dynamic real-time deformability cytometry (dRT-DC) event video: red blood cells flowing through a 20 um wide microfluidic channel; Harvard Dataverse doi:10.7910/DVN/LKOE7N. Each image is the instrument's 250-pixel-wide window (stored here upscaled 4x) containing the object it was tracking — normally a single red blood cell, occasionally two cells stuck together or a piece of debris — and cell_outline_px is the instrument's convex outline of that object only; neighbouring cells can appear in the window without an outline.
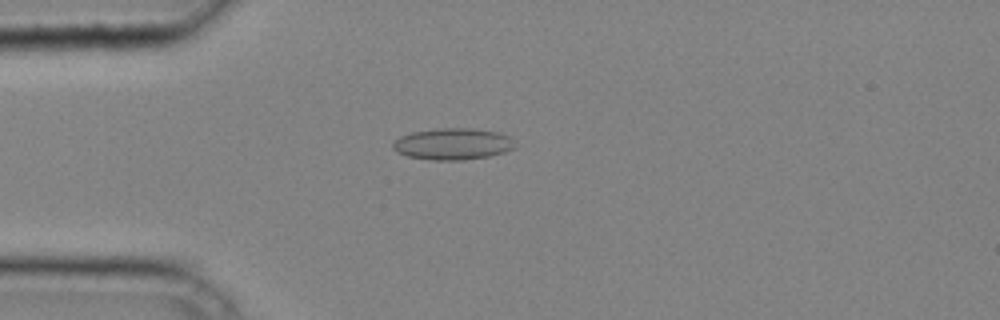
{"species": "common noctule bat (a hibernating species)", "species_latin": "Nyctalus noctula", "temperature_condition": "cold", "stored_images_in_passage": 39, "camera_frame_rate_fps": 3000, "um_per_image_px": 0.085, "animal": {"sex": "male", "body_mass_g": 20.4}, "frame": {"image": 1, "passage_image": 11, "time_ms": 3.333, "image_size_px": [1000, 320], "cell_outline_px": [[516, 148], [504, 152], [488, 156], [464, 160], [432, 160], [408, 156], [396, 152], [392, 148], [392, 144], [400, 136], [412, 132], [440, 128], [472, 128], [500, 132], [512, 136]], "centroid_in_image_um": [38.53, 12.23], "position_along_channel_um": 46.5, "area_um2": 22.66}}
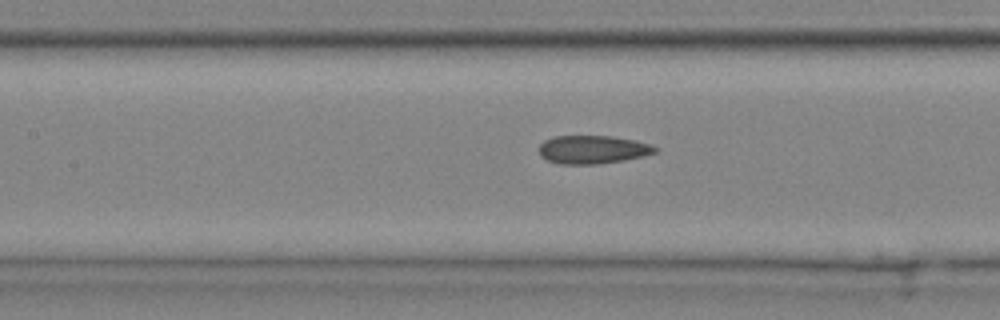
{"frame": {"image": 2, "passage_image": 19, "time_ms": 6.0, "image_size_px": [1000, 320], "cell_outline_px": [[660, 148], [656, 152], [644, 156], [624, 160], [596, 164], [560, 164], [548, 160], [540, 156], [540, 144], [544, 140], [556, 136], [612, 136], [652, 144]], "centroid_in_image_um": [50.41, 12.71], "position_along_channel_um": 157.0, "area_um2": 19.13}}
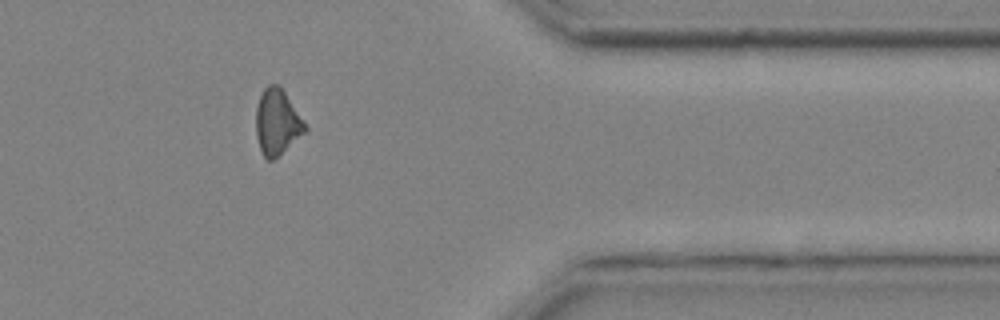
{"frame": {"image": 3, "passage_image": 35, "time_ms": 11.333, "image_size_px": [1000, 320], "cell_outline_px": [[308, 132], [272, 160], [268, 160], [264, 156], [260, 148], [256, 136], [256, 108], [260, 96], [264, 88], [268, 84], [280, 84], [304, 120], [308, 128]], "centroid_in_image_um": [23.59, 10.36], "position_along_channel_um": 387.8, "area_um2": 19.02}}